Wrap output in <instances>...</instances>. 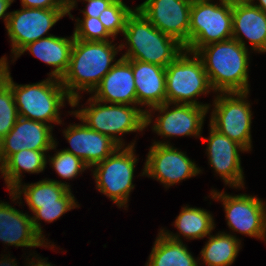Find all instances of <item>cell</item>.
I'll list each match as a JSON object with an SVG mask.
<instances>
[{
  "label": "cell",
  "mask_w": 266,
  "mask_h": 266,
  "mask_svg": "<svg viewBox=\"0 0 266 266\" xmlns=\"http://www.w3.org/2000/svg\"><path fill=\"white\" fill-rule=\"evenodd\" d=\"M112 41H83L74 39L70 63L61 83L76 107L80 100V92L92 93L103 77L116 64L115 56L121 50ZM80 90V92L78 91Z\"/></svg>",
  "instance_id": "6da1fadb"
},
{
  "label": "cell",
  "mask_w": 266,
  "mask_h": 266,
  "mask_svg": "<svg viewBox=\"0 0 266 266\" xmlns=\"http://www.w3.org/2000/svg\"><path fill=\"white\" fill-rule=\"evenodd\" d=\"M202 61L214 92H249V52L237 40L211 43L195 53Z\"/></svg>",
  "instance_id": "7a4b0ae2"
},
{
  "label": "cell",
  "mask_w": 266,
  "mask_h": 266,
  "mask_svg": "<svg viewBox=\"0 0 266 266\" xmlns=\"http://www.w3.org/2000/svg\"><path fill=\"white\" fill-rule=\"evenodd\" d=\"M7 58L0 59V76L9 84L18 111V116L51 125L62 124L60 109L65 99L72 106V100L66 93L61 80L48 77L38 83L18 85L10 75Z\"/></svg>",
  "instance_id": "3957f363"
},
{
  "label": "cell",
  "mask_w": 266,
  "mask_h": 266,
  "mask_svg": "<svg viewBox=\"0 0 266 266\" xmlns=\"http://www.w3.org/2000/svg\"><path fill=\"white\" fill-rule=\"evenodd\" d=\"M128 49L122 58L139 60L167 67L184 50L185 47L177 39L162 33L137 8L128 16L123 32Z\"/></svg>",
  "instance_id": "277c9868"
},
{
  "label": "cell",
  "mask_w": 266,
  "mask_h": 266,
  "mask_svg": "<svg viewBox=\"0 0 266 266\" xmlns=\"http://www.w3.org/2000/svg\"><path fill=\"white\" fill-rule=\"evenodd\" d=\"M87 102L89 107L71 111V114L83 121L90 129L110 137L121 147L125 144L122 137L118 136L119 134L141 132L146 128V110L137 106L107 105L92 97Z\"/></svg>",
  "instance_id": "5b68a950"
},
{
  "label": "cell",
  "mask_w": 266,
  "mask_h": 266,
  "mask_svg": "<svg viewBox=\"0 0 266 266\" xmlns=\"http://www.w3.org/2000/svg\"><path fill=\"white\" fill-rule=\"evenodd\" d=\"M165 71L167 103L210 106L199 103L194 98L213 90L203 63L195 53L184 50Z\"/></svg>",
  "instance_id": "8992f818"
},
{
  "label": "cell",
  "mask_w": 266,
  "mask_h": 266,
  "mask_svg": "<svg viewBox=\"0 0 266 266\" xmlns=\"http://www.w3.org/2000/svg\"><path fill=\"white\" fill-rule=\"evenodd\" d=\"M192 0L189 44L185 50L196 53L201 47L232 38V5L219 0ZM218 4V5H217Z\"/></svg>",
  "instance_id": "52a82bcc"
},
{
  "label": "cell",
  "mask_w": 266,
  "mask_h": 266,
  "mask_svg": "<svg viewBox=\"0 0 266 266\" xmlns=\"http://www.w3.org/2000/svg\"><path fill=\"white\" fill-rule=\"evenodd\" d=\"M134 143L128 144L125 148L119 146L105 160L94 165L95 170L91 169L96 188L120 208L128 207L129 194L134 188L132 182L138 160L134 153Z\"/></svg>",
  "instance_id": "ba28073f"
},
{
  "label": "cell",
  "mask_w": 266,
  "mask_h": 266,
  "mask_svg": "<svg viewBox=\"0 0 266 266\" xmlns=\"http://www.w3.org/2000/svg\"><path fill=\"white\" fill-rule=\"evenodd\" d=\"M249 92L219 93L214 99L210 124L220 133L251 150V105L247 102Z\"/></svg>",
  "instance_id": "9c48e42d"
},
{
  "label": "cell",
  "mask_w": 266,
  "mask_h": 266,
  "mask_svg": "<svg viewBox=\"0 0 266 266\" xmlns=\"http://www.w3.org/2000/svg\"><path fill=\"white\" fill-rule=\"evenodd\" d=\"M211 191L213 199L221 200L227 225L231 230L266 241V204L247 194L228 195Z\"/></svg>",
  "instance_id": "30bf717a"
},
{
  "label": "cell",
  "mask_w": 266,
  "mask_h": 266,
  "mask_svg": "<svg viewBox=\"0 0 266 266\" xmlns=\"http://www.w3.org/2000/svg\"><path fill=\"white\" fill-rule=\"evenodd\" d=\"M65 15H68L65 9L22 7L21 10L10 12L6 29L13 57L29 43L48 37L44 35Z\"/></svg>",
  "instance_id": "8fae6325"
},
{
  "label": "cell",
  "mask_w": 266,
  "mask_h": 266,
  "mask_svg": "<svg viewBox=\"0 0 266 266\" xmlns=\"http://www.w3.org/2000/svg\"><path fill=\"white\" fill-rule=\"evenodd\" d=\"M199 167L186 153L170 143L156 141L147 154L142 175L152 177L164 184L165 188L201 173Z\"/></svg>",
  "instance_id": "7c38bea8"
},
{
  "label": "cell",
  "mask_w": 266,
  "mask_h": 266,
  "mask_svg": "<svg viewBox=\"0 0 266 266\" xmlns=\"http://www.w3.org/2000/svg\"><path fill=\"white\" fill-rule=\"evenodd\" d=\"M163 103L149 110L146 109V127L152 122L151 111H158L161 115L156 118L152 130L160 136H195L201 137L202 126L210 106H196L192 104ZM169 109V110H168Z\"/></svg>",
  "instance_id": "4fadbf2b"
},
{
  "label": "cell",
  "mask_w": 266,
  "mask_h": 266,
  "mask_svg": "<svg viewBox=\"0 0 266 266\" xmlns=\"http://www.w3.org/2000/svg\"><path fill=\"white\" fill-rule=\"evenodd\" d=\"M192 0H145L136 8L162 33L189 44Z\"/></svg>",
  "instance_id": "5bb4252c"
},
{
  "label": "cell",
  "mask_w": 266,
  "mask_h": 266,
  "mask_svg": "<svg viewBox=\"0 0 266 266\" xmlns=\"http://www.w3.org/2000/svg\"><path fill=\"white\" fill-rule=\"evenodd\" d=\"M209 134L208 138L203 137V142H207L206 152L211 167L219 174L225 185L243 188L244 174L239 151L246 150L211 125Z\"/></svg>",
  "instance_id": "9a60e30c"
},
{
  "label": "cell",
  "mask_w": 266,
  "mask_h": 266,
  "mask_svg": "<svg viewBox=\"0 0 266 266\" xmlns=\"http://www.w3.org/2000/svg\"><path fill=\"white\" fill-rule=\"evenodd\" d=\"M52 125L19 116L14 127L0 141V165L12 154L24 149L49 151L56 149Z\"/></svg>",
  "instance_id": "2e32d148"
},
{
  "label": "cell",
  "mask_w": 266,
  "mask_h": 266,
  "mask_svg": "<svg viewBox=\"0 0 266 266\" xmlns=\"http://www.w3.org/2000/svg\"><path fill=\"white\" fill-rule=\"evenodd\" d=\"M73 124L63 131L71 145L67 152L79 157L89 168L110 156L119 145L105 134L90 129L83 121Z\"/></svg>",
  "instance_id": "e0dca14e"
},
{
  "label": "cell",
  "mask_w": 266,
  "mask_h": 266,
  "mask_svg": "<svg viewBox=\"0 0 266 266\" xmlns=\"http://www.w3.org/2000/svg\"><path fill=\"white\" fill-rule=\"evenodd\" d=\"M92 93H94L92 98L103 103L136 106L137 96L132 60L120 57Z\"/></svg>",
  "instance_id": "ac0fdd59"
},
{
  "label": "cell",
  "mask_w": 266,
  "mask_h": 266,
  "mask_svg": "<svg viewBox=\"0 0 266 266\" xmlns=\"http://www.w3.org/2000/svg\"><path fill=\"white\" fill-rule=\"evenodd\" d=\"M242 36L252 50L266 52V12L251 3L232 5V38L247 48Z\"/></svg>",
  "instance_id": "d6986e66"
},
{
  "label": "cell",
  "mask_w": 266,
  "mask_h": 266,
  "mask_svg": "<svg viewBox=\"0 0 266 266\" xmlns=\"http://www.w3.org/2000/svg\"><path fill=\"white\" fill-rule=\"evenodd\" d=\"M30 215L18 211L4 201L0 202V240L8 246L42 247L45 242L35 231Z\"/></svg>",
  "instance_id": "ffe728a7"
},
{
  "label": "cell",
  "mask_w": 266,
  "mask_h": 266,
  "mask_svg": "<svg viewBox=\"0 0 266 266\" xmlns=\"http://www.w3.org/2000/svg\"><path fill=\"white\" fill-rule=\"evenodd\" d=\"M132 71L138 105H146L152 108L166 102L165 67L132 60Z\"/></svg>",
  "instance_id": "44dd1931"
},
{
  "label": "cell",
  "mask_w": 266,
  "mask_h": 266,
  "mask_svg": "<svg viewBox=\"0 0 266 266\" xmlns=\"http://www.w3.org/2000/svg\"><path fill=\"white\" fill-rule=\"evenodd\" d=\"M74 39L73 34L69 38L48 34V37L29 43L13 60L29 51L47 65L53 66V71L48 74L50 77L61 80L69 67Z\"/></svg>",
  "instance_id": "7402d4cb"
},
{
  "label": "cell",
  "mask_w": 266,
  "mask_h": 266,
  "mask_svg": "<svg viewBox=\"0 0 266 266\" xmlns=\"http://www.w3.org/2000/svg\"><path fill=\"white\" fill-rule=\"evenodd\" d=\"M48 151L24 149L10 155L1 165L0 172L3 175L9 191H13L21 184L22 171L27 173H40L44 171Z\"/></svg>",
  "instance_id": "603a6c76"
},
{
  "label": "cell",
  "mask_w": 266,
  "mask_h": 266,
  "mask_svg": "<svg viewBox=\"0 0 266 266\" xmlns=\"http://www.w3.org/2000/svg\"><path fill=\"white\" fill-rule=\"evenodd\" d=\"M23 186V187H22ZM22 188V189H21ZM70 186L53 179H43L36 183L24 184L22 183L13 191H9L12 201L22 200L21 195L24 193V200H26L29 210L32 213L39 208V205L59 204L61 199L68 191Z\"/></svg>",
  "instance_id": "cb8c5ba5"
},
{
  "label": "cell",
  "mask_w": 266,
  "mask_h": 266,
  "mask_svg": "<svg viewBox=\"0 0 266 266\" xmlns=\"http://www.w3.org/2000/svg\"><path fill=\"white\" fill-rule=\"evenodd\" d=\"M174 226L180 233L173 234L168 230L160 229L169 239L182 241L180 235L186 239H202L211 234L215 228L213 216L210 212L196 207H182V211L176 217Z\"/></svg>",
  "instance_id": "d4e9b609"
},
{
  "label": "cell",
  "mask_w": 266,
  "mask_h": 266,
  "mask_svg": "<svg viewBox=\"0 0 266 266\" xmlns=\"http://www.w3.org/2000/svg\"><path fill=\"white\" fill-rule=\"evenodd\" d=\"M197 262L182 241L171 240L160 230L146 266H198Z\"/></svg>",
  "instance_id": "484cf974"
},
{
  "label": "cell",
  "mask_w": 266,
  "mask_h": 266,
  "mask_svg": "<svg viewBox=\"0 0 266 266\" xmlns=\"http://www.w3.org/2000/svg\"><path fill=\"white\" fill-rule=\"evenodd\" d=\"M208 241L202 248L201 261L207 266H230L234 263L241 242L236 236L219 232L215 236L209 235Z\"/></svg>",
  "instance_id": "4316f807"
},
{
  "label": "cell",
  "mask_w": 266,
  "mask_h": 266,
  "mask_svg": "<svg viewBox=\"0 0 266 266\" xmlns=\"http://www.w3.org/2000/svg\"><path fill=\"white\" fill-rule=\"evenodd\" d=\"M79 207L77 204L74 195L71 193V189L59 199V204H49V205H39V208L36 209L33 213L34 216L31 217L32 225L34 231L45 241V236L43 235V230L41 227L40 220L47 221L48 223L53 222L54 220L60 218L63 214L71 209Z\"/></svg>",
  "instance_id": "83f0119b"
},
{
  "label": "cell",
  "mask_w": 266,
  "mask_h": 266,
  "mask_svg": "<svg viewBox=\"0 0 266 266\" xmlns=\"http://www.w3.org/2000/svg\"><path fill=\"white\" fill-rule=\"evenodd\" d=\"M18 117L14 94L9 84L0 76V141L14 127Z\"/></svg>",
  "instance_id": "f1b7e54d"
},
{
  "label": "cell",
  "mask_w": 266,
  "mask_h": 266,
  "mask_svg": "<svg viewBox=\"0 0 266 266\" xmlns=\"http://www.w3.org/2000/svg\"><path fill=\"white\" fill-rule=\"evenodd\" d=\"M133 12L132 8L126 6L122 0H115L109 7L105 8L99 16L107 32L116 38L120 32L123 34L128 16Z\"/></svg>",
  "instance_id": "f546056e"
},
{
  "label": "cell",
  "mask_w": 266,
  "mask_h": 266,
  "mask_svg": "<svg viewBox=\"0 0 266 266\" xmlns=\"http://www.w3.org/2000/svg\"><path fill=\"white\" fill-rule=\"evenodd\" d=\"M49 159L56 173L66 180L76 177L79 173L82 174L89 168L79 157L65 150L56 151L54 156H49Z\"/></svg>",
  "instance_id": "4dcf8cb0"
},
{
  "label": "cell",
  "mask_w": 266,
  "mask_h": 266,
  "mask_svg": "<svg viewBox=\"0 0 266 266\" xmlns=\"http://www.w3.org/2000/svg\"><path fill=\"white\" fill-rule=\"evenodd\" d=\"M76 19V27L73 32L74 38L83 41H109L113 38L103 24L96 17H84L82 20Z\"/></svg>",
  "instance_id": "1f68e13d"
},
{
  "label": "cell",
  "mask_w": 266,
  "mask_h": 266,
  "mask_svg": "<svg viewBox=\"0 0 266 266\" xmlns=\"http://www.w3.org/2000/svg\"><path fill=\"white\" fill-rule=\"evenodd\" d=\"M115 0H87L85 10H81L83 17H96L99 18L101 12L109 7Z\"/></svg>",
  "instance_id": "d6a6232c"
},
{
  "label": "cell",
  "mask_w": 266,
  "mask_h": 266,
  "mask_svg": "<svg viewBox=\"0 0 266 266\" xmlns=\"http://www.w3.org/2000/svg\"><path fill=\"white\" fill-rule=\"evenodd\" d=\"M22 7L41 9H65L64 0H21Z\"/></svg>",
  "instance_id": "836d02e7"
},
{
  "label": "cell",
  "mask_w": 266,
  "mask_h": 266,
  "mask_svg": "<svg viewBox=\"0 0 266 266\" xmlns=\"http://www.w3.org/2000/svg\"><path fill=\"white\" fill-rule=\"evenodd\" d=\"M14 0H0V19L3 18L5 21V26L8 22V17L10 12L7 13L8 8L11 6Z\"/></svg>",
  "instance_id": "e575fe53"
},
{
  "label": "cell",
  "mask_w": 266,
  "mask_h": 266,
  "mask_svg": "<svg viewBox=\"0 0 266 266\" xmlns=\"http://www.w3.org/2000/svg\"><path fill=\"white\" fill-rule=\"evenodd\" d=\"M87 1V0H84ZM77 4L76 0H64V7L66 10V13L73 19V16L71 15V10L75 8Z\"/></svg>",
  "instance_id": "d590c367"
},
{
  "label": "cell",
  "mask_w": 266,
  "mask_h": 266,
  "mask_svg": "<svg viewBox=\"0 0 266 266\" xmlns=\"http://www.w3.org/2000/svg\"><path fill=\"white\" fill-rule=\"evenodd\" d=\"M31 260L32 261H30V259L28 260L29 261V264L27 262L28 266H53L51 263H47L46 261H44V260H46L45 258L44 259H42V258L39 259V257L37 259L35 258V260H37L36 261L37 263H35V261L33 259H31Z\"/></svg>",
  "instance_id": "8d00e7d4"
},
{
  "label": "cell",
  "mask_w": 266,
  "mask_h": 266,
  "mask_svg": "<svg viewBox=\"0 0 266 266\" xmlns=\"http://www.w3.org/2000/svg\"><path fill=\"white\" fill-rule=\"evenodd\" d=\"M4 259L0 260V266H18L16 265V261L15 258L11 259L10 257L8 258V256H4Z\"/></svg>",
  "instance_id": "74e56055"
},
{
  "label": "cell",
  "mask_w": 266,
  "mask_h": 266,
  "mask_svg": "<svg viewBox=\"0 0 266 266\" xmlns=\"http://www.w3.org/2000/svg\"><path fill=\"white\" fill-rule=\"evenodd\" d=\"M257 1L259 2L258 5L254 3V0H251V4L258 7L262 11L266 12V0H257Z\"/></svg>",
  "instance_id": "f35d334b"
},
{
  "label": "cell",
  "mask_w": 266,
  "mask_h": 266,
  "mask_svg": "<svg viewBox=\"0 0 266 266\" xmlns=\"http://www.w3.org/2000/svg\"><path fill=\"white\" fill-rule=\"evenodd\" d=\"M223 1L230 5L251 3V0H223Z\"/></svg>",
  "instance_id": "ab89813d"
}]
</instances>
